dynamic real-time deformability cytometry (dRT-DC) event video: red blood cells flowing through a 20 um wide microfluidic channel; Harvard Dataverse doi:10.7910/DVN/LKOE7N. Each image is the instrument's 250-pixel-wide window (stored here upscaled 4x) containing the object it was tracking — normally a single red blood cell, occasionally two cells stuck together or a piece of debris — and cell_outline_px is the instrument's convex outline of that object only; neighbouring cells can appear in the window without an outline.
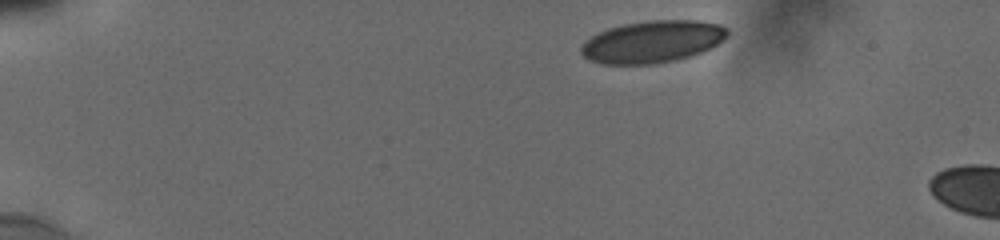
{"species": "human", "species_latin": "Homo sapiens", "temperature_condition": "cold", "stored_images_in_passage": 3, "camera_frame_rate_fps": 3000, "um_per_image_px": 0.085, "donor": {"sex": "male"}, "frame": {"image": 1, "passage_image": 1, "time_ms": 0.0, "image_size_px": [1000, 240], "cell_outline_px": [[728, 36], [724, 40], [712, 48], [704, 52], [692, 56], [676, 60], [652, 64], [600, 64], [588, 60], [580, 52], [580, 48], [584, 40], [588, 36], [608, 28], [624, 24], [648, 20], [700, 20], [720, 24], [728, 28]], "centroid_in_image_um": [55.47, 3.54], "position_along_channel_um": 29.5, "area_um2": 36.59}}